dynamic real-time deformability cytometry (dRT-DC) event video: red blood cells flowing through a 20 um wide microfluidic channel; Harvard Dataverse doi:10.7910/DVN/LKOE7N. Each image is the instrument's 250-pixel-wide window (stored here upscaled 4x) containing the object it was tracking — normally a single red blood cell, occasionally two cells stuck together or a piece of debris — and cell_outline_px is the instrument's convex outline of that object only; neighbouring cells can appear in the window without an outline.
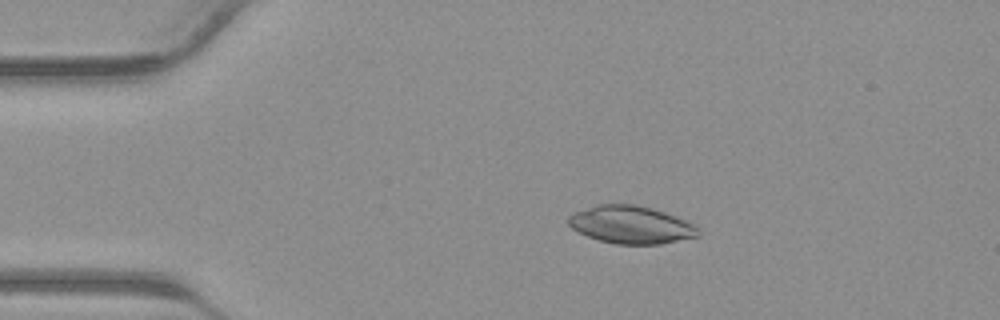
{"species": "common noctule bat (a hibernating species)", "species_latin": "Nyctalus noctula", "temperature_condition": "warm", "stored_images_in_passage": 40, "camera_frame_rate_fps": 3000, "um_per_image_px": 0.085, "animal": {"sex": "male", "body_mass_g": 23.1, "forearm_length_mm": 52.7}, "frame": {"image": 1, "passage_image": 7, "time_ms": 2.0, "image_size_px": [1000, 320], "cell_outline_px": [[700, 236], [660, 244], [616, 244], [600, 240], [588, 236], [572, 228], [568, 224], [568, 216], [572, 212], [596, 204], [632, 204], [652, 208], [664, 212], [684, 220], [700, 228]], "centroid_in_image_um": [53.62, 19.1], "position_along_channel_um": 31.4, "area_um2": 28.5}}
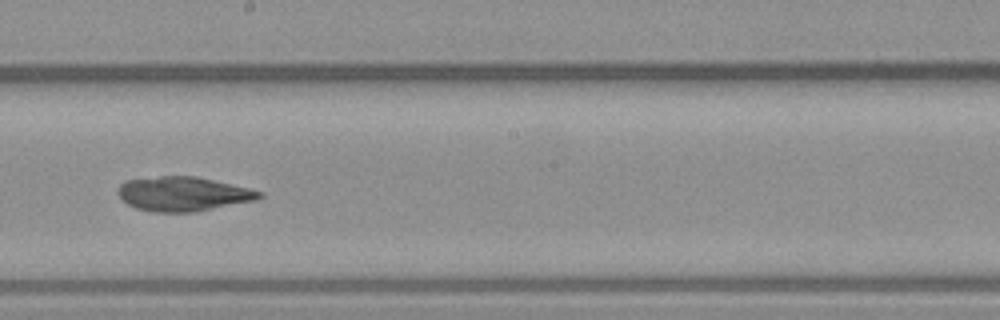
{"frame": {"image": 2, "passage_image": 22, "time_ms": 7.0, "image_size_px": [1000, 320], "cell_outline_px": [[264, 196], [256, 200], [196, 212], [152, 212], [136, 208], [128, 204], [116, 192], [120, 184], [128, 180], [160, 176], [196, 176], [248, 188], [264, 192]], "centroid_in_image_um": [15.58, 16.49], "position_along_channel_um": 232.6, "area_um2": 28.26}}
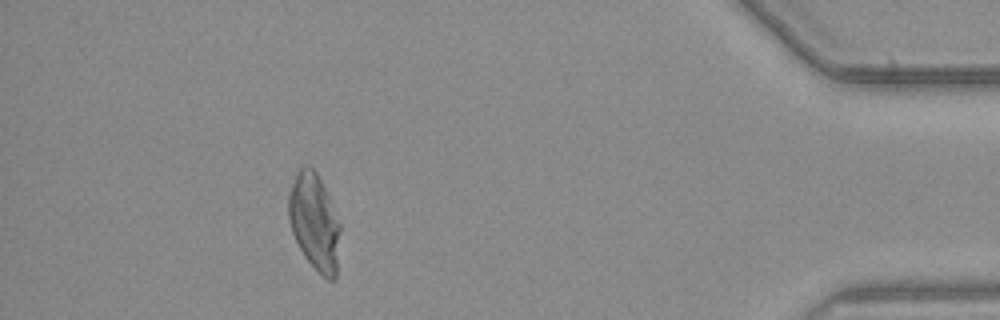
{"frame": {"image": 3, "passage_image": 36, "time_ms": 11.667, "image_size_px": [1000, 320], "cell_outline_px": [[340, 228], [336, 280], [328, 280], [304, 256], [292, 232], [288, 216], [288, 192], [296, 172], [304, 164], [308, 164], [316, 172], [328, 196], [340, 224]], "centroid_in_image_um": [26.71, 18.83], "position_along_channel_um": 408.5, "area_um2": 28.78}}